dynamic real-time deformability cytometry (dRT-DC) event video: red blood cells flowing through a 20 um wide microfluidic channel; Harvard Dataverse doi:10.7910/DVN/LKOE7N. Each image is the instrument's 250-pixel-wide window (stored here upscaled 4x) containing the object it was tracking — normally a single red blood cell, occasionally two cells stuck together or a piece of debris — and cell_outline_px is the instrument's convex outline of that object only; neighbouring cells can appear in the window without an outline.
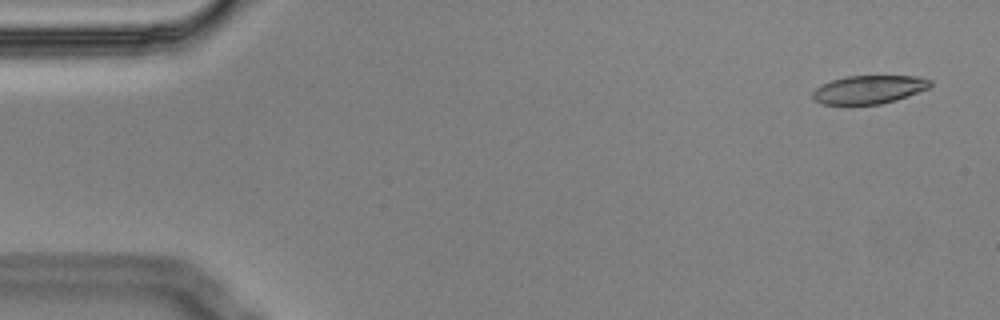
{"species": "Egyptian fruit bat (a non-hibernating species)", "species_latin": "Rousettus aegyptiacus", "temperature_condition": "cold", "stored_images_in_passage": 5, "camera_frame_rate_fps": 3000, "um_per_image_px": 0.085, "animal": {"sex": "male"}, "frame": {"image": 1, "passage_image": 1, "time_ms": 0.0, "image_size_px": [1000, 320], "cell_outline_px": [[932, 84], [928, 88], [896, 100], [880, 104], [820, 104], [812, 96], [812, 92], [816, 88], [832, 80], [848, 76], [920, 76], [932, 80]], "centroid_in_image_um": [73.88, 7.6], "position_along_channel_um": 11.1, "area_um2": 19.25}}
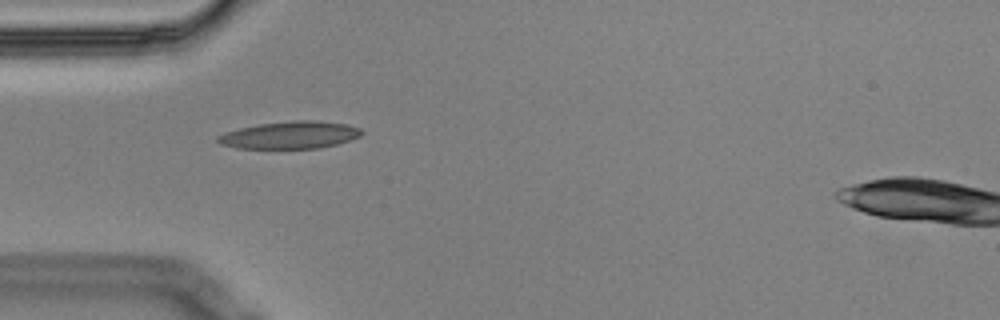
{"frame": {"image": 2, "passage_image": 4, "time_ms": 1.0, "image_size_px": [1000, 320], "cell_outline_px": [[364, 132], [360, 136], [352, 140], [320, 148], [236, 148], [220, 144], [216, 140], [216, 136], [240, 128], [260, 124], [292, 120], [316, 120], [348, 124], [360, 128]], "centroid_in_image_um": [24.7, 11.47], "position_along_channel_um": 60.3, "area_um2": 22.95}}
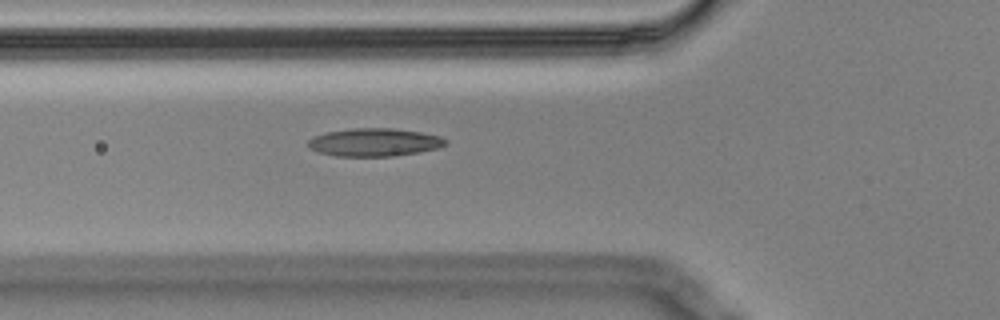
{"frame": {"image": 3, "passage_image": 5, "time_ms": 1.333, "image_size_px": [1000, 320], "cell_outline_px": [[448, 144], [440, 148], [420, 152], [392, 156], [336, 156], [320, 152], [308, 148], [308, 140], [312, 136], [328, 132], [352, 128], [392, 128], [420, 132], [440, 136], [448, 140]], "centroid_in_image_um": [31.85, 12.09], "position_along_channel_um": 93.9, "area_um2": 22.54}}